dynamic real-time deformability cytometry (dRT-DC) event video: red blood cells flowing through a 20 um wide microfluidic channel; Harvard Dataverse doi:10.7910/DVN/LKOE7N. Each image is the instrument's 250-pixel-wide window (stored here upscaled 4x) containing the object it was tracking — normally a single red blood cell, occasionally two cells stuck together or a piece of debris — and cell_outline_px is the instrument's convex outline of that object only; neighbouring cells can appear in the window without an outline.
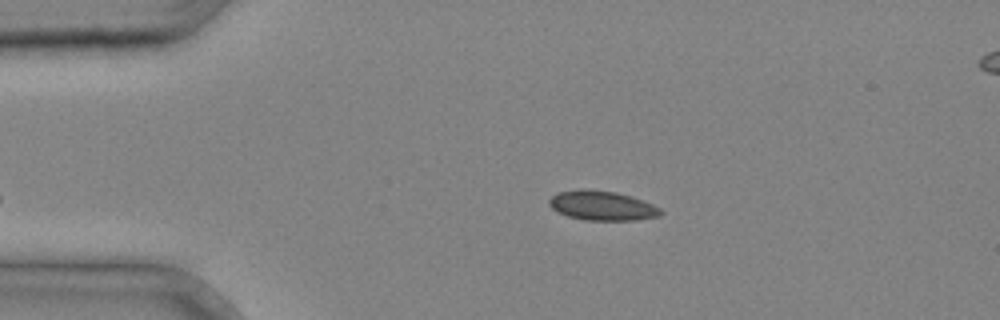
{"species": "common noctule bat (a hibernating species)", "species_latin": "Nyctalus noctula", "temperature_condition": "cold", "stored_images_in_passage": 28, "camera_frame_rate_fps": 3000, "um_per_image_px": 0.085, "animal": {"sex": "male", "body_mass_g": 20.4}, "frame": {"image": 1, "passage_image": 1, "time_ms": 0.0, "image_size_px": [1000, 320], "cell_outline_px": [[664, 212], [660, 216], [636, 220], [584, 220], [568, 216], [556, 212], [548, 204], [548, 200], [552, 196], [560, 192], [580, 188], [616, 192], [632, 196], [652, 204], [660, 208]], "centroid_in_image_um": [51.17, 17.48], "position_along_channel_um": 33.8, "area_um2": 19.31}}
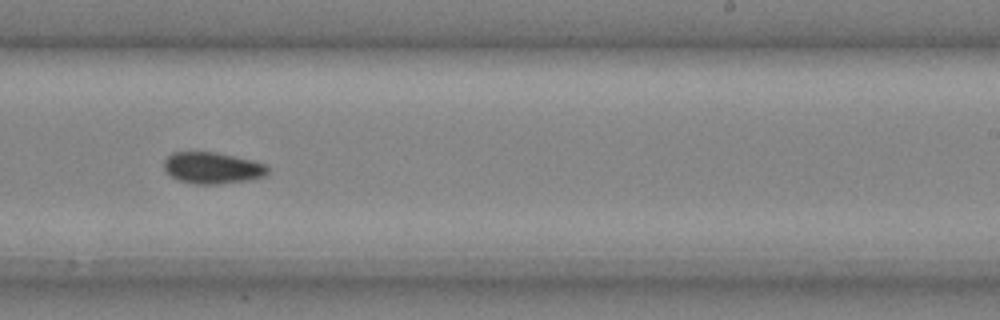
{"frame": {"image": 2, "passage_image": 17, "time_ms": 5.333, "image_size_px": [1000, 320], "cell_outline_px": [[268, 172], [264, 176], [248, 180], [220, 184], [192, 184], [180, 180], [172, 176], [164, 168], [164, 160], [172, 152], [216, 152], [252, 160], [264, 164], [268, 168]], "centroid_in_image_um": [18.05, 14.27], "position_along_channel_um": 271.0, "area_um2": 18.9}}
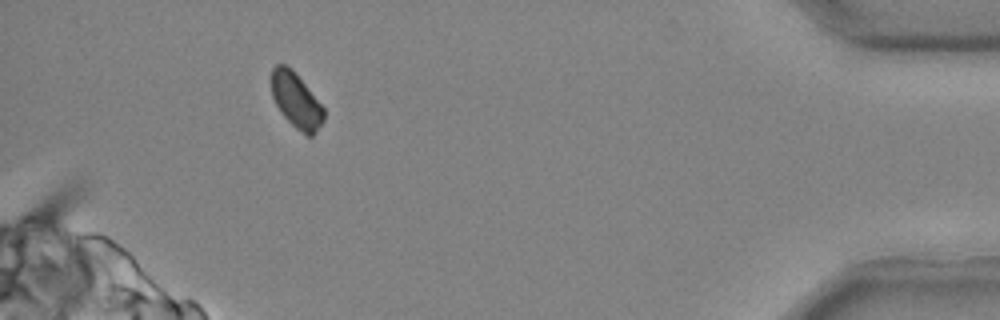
{"frame": {"image": 3, "passage_image": 28, "time_ms": 9.0, "image_size_px": [1000, 320], "cell_outline_px": [[324, 120], [312, 136], [308, 136], [300, 132], [284, 116], [276, 104], [272, 96], [272, 68], [276, 64], [284, 64], [292, 68], [324, 108]], "centroid_in_image_um": [25.18, 8.53], "position_along_channel_um": 410.0, "area_um2": 16.59}}